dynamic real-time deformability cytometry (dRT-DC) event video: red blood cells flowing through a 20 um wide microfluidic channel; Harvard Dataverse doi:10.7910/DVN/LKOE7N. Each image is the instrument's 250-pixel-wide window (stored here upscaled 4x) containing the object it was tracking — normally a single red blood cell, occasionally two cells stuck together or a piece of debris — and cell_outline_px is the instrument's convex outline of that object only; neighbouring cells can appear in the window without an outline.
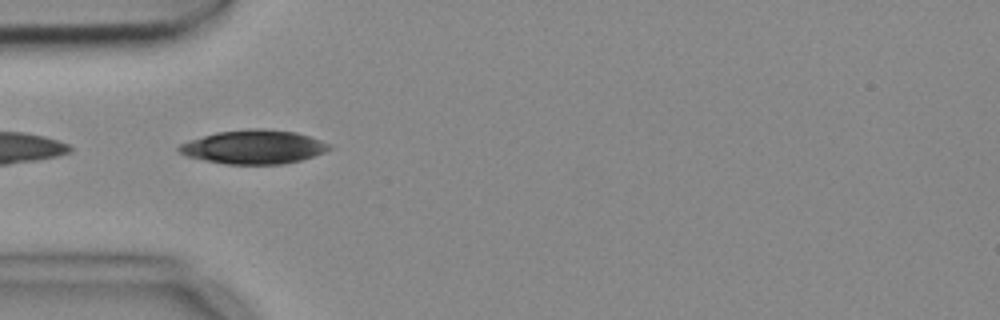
{"species": "common noctule bat (a hibernating species)", "species_latin": "Nyctalus noctula", "temperature_condition": "cold", "stored_images_in_passage": 9, "camera_frame_rate_fps": 3000, "um_per_image_px": 0.085, "animal": {"sex": "female", "body_mass_g": 18.4}, "frame": {"image": 1, "passage_image": 5, "time_ms": 1.333, "image_size_px": [1000, 320], "cell_outline_px": [[332, 148], [324, 152], [300, 160], [284, 164], [224, 164], [184, 156], [176, 148], [180, 144], [188, 140], [216, 132], [248, 128], [264, 128], [296, 132], [332, 144]], "centroid_in_image_um": [21.54, 12.48], "position_along_channel_um": 63.5, "area_um2": 29.82}}
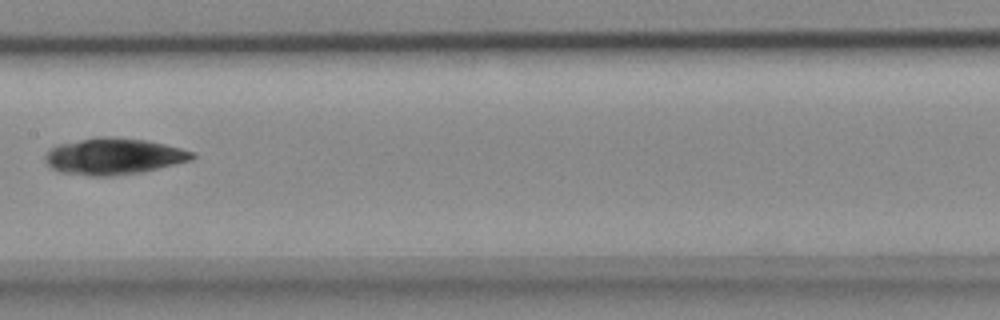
{"frame": {"image": 2, "passage_image": 8, "time_ms": 2.333, "image_size_px": [1000, 320], "cell_outline_px": [[196, 156], [192, 160], [140, 172], [112, 176], [88, 176], [60, 172], [52, 168], [44, 160], [44, 156], [48, 148], [56, 144], [96, 136], [112, 136], [148, 140], [196, 152]], "centroid_in_image_um": [9.62, 13.27], "position_along_channel_um": 197.8, "area_um2": 31.62}}
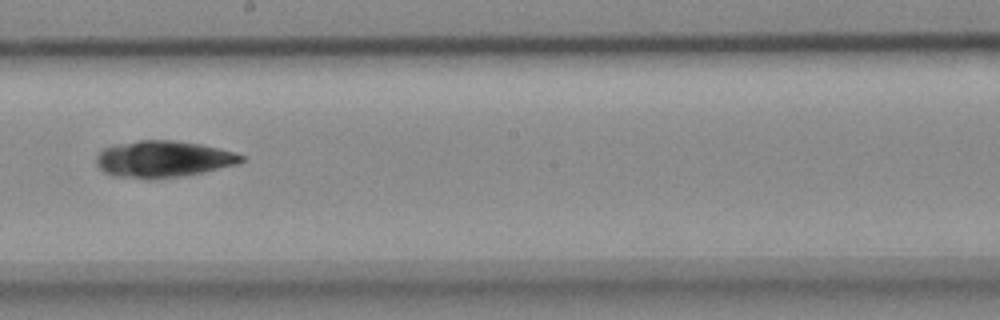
{"frame": {"image": 3, "passage_image": 9, "time_ms": 2.667, "image_size_px": [1000, 320], "cell_outline_px": [[244, 160], [236, 164], [184, 176], [156, 180], [148, 180], [112, 176], [104, 172], [96, 164], [96, 156], [104, 148], [120, 144], [140, 140], [172, 140], [200, 144], [220, 148], [236, 152], [244, 156]], "centroid_in_image_um": [13.86, 13.54], "position_along_channel_um": 234.3, "area_um2": 31.1}}